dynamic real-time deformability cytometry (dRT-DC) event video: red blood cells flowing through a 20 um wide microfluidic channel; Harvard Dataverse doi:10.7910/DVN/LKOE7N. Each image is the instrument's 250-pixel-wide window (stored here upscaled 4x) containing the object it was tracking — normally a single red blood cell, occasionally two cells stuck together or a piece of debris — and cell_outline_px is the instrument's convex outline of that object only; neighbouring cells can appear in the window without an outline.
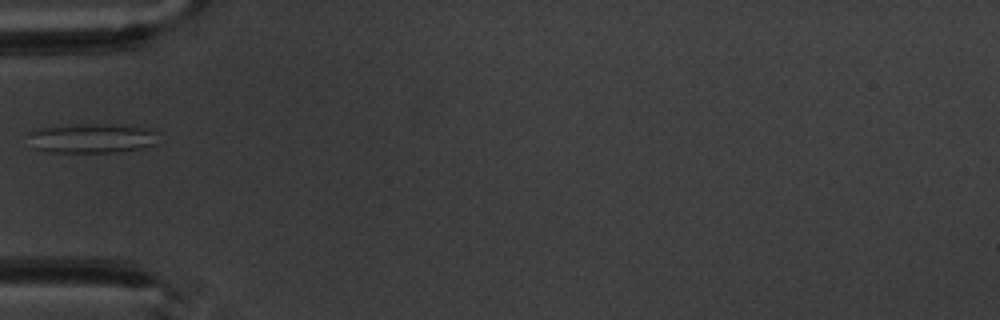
{"species": "common noctule bat (a hibernating species)", "species_latin": "Nyctalus noctula", "temperature_condition": "warm", "stored_images_in_passage": 2, "camera_frame_rate_fps": 3000, "um_per_image_px": 0.085, "animal": {"sex": "male", "body_mass_g": 20.1, "forearm_length_mm": 53.5}, "frame": {"image": 1, "passage_image": 2, "time_ms": 1.0, "image_size_px": [1000, 320], "cell_outline_px": [[160, 132], [156, 144], [140, 148], [116, 152], [52, 152], [36, 148], [28, 132], [44, 128], [76, 124], [96, 124], [140, 128]], "centroid_in_image_um": [7.87, 11.76], "position_along_channel_um": 77.1, "area_um2": 21.68}}